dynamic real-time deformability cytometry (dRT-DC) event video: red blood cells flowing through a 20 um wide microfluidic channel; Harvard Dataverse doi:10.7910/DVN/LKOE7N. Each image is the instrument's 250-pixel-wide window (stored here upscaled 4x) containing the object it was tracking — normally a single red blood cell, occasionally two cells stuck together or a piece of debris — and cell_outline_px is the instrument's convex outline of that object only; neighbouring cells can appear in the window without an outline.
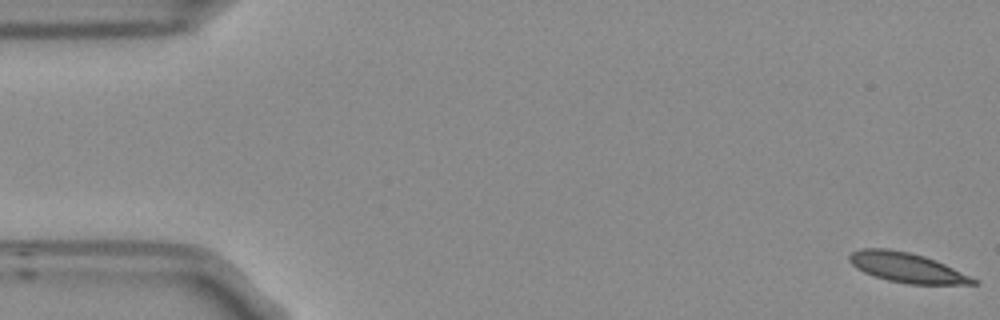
{"species": "Egyptian fruit bat (a non-hibernating species)", "species_latin": "Rousettus aegyptiacus", "temperature_condition": "room temperature", "stored_images_in_passage": 4, "segment_of_instrument_passage": [2, 2], "camera_frame_rate_fps": 3000, "um_per_image_px": 0.085, "frame": {"image": 1, "passage_image": 4, "time_ms": 1.0, "image_size_px": [1000, 320], "cell_outline_px": [[980, 284], [908, 284], [888, 280], [864, 272], [856, 268], [848, 260], [848, 256], [852, 252], [860, 248], [888, 248], [908, 252], [924, 256], [936, 260], [980, 280]], "centroid_in_image_um": [77.1, 22.74], "position_along_channel_um": 7.9, "area_um2": 21.56}}